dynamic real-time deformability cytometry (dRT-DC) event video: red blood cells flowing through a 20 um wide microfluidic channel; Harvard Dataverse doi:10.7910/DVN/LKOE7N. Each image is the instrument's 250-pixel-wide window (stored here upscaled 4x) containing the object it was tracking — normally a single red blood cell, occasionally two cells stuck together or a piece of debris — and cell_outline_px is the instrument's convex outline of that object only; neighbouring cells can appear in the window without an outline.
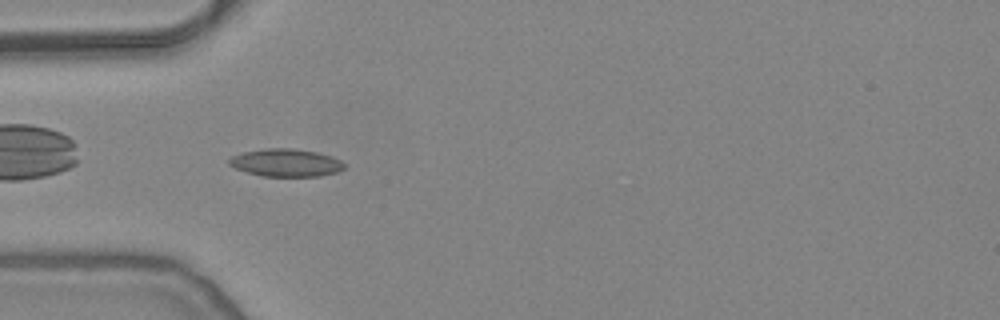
{"species": "common noctule bat (a hibernating species)", "species_latin": "Nyctalus noctula", "temperature_condition": "warm", "stored_images_in_passage": 9, "camera_frame_rate_fps": 3000, "um_per_image_px": 0.085, "animal": {"sex": "female", "body_mass_g": 24.6, "forearm_length_mm": 56.2}, "frame": {"image": 1, "passage_image": 2, "time_ms": 0.333, "image_size_px": [1000, 320], "cell_outline_px": [[344, 168], [336, 172], [320, 176], [264, 176], [248, 172], [236, 168], [228, 164], [228, 160], [232, 156], [244, 152], [268, 148], [292, 148], [316, 152], [340, 160], [344, 164]], "centroid_in_image_um": [24.29, 13.83], "position_along_channel_um": 60.7, "area_um2": 18.26}}